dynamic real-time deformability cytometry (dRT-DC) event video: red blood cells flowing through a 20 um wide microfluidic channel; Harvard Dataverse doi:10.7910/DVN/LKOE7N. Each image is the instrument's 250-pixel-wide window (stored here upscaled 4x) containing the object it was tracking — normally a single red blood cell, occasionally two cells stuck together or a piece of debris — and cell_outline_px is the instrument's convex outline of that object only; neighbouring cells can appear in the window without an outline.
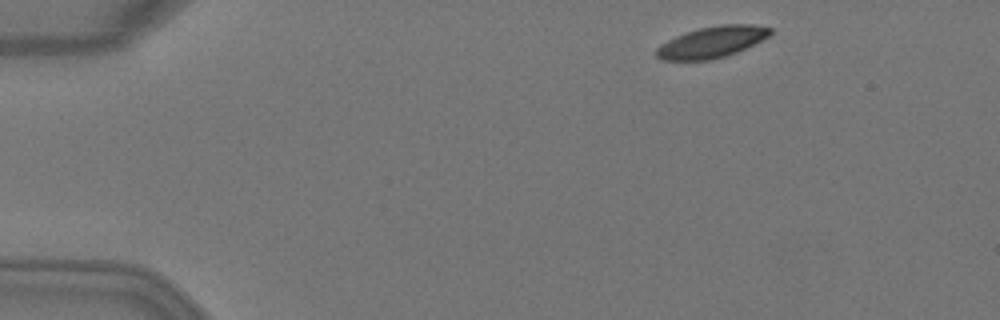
{"species": "Egyptian fruit bat (a non-hibernating species)", "species_latin": "Rousettus aegyptiacus", "temperature_condition": "warm", "stored_images_in_passage": 3, "camera_frame_rate_fps": 3000, "um_per_image_px": 0.085, "animal": {"sex": "female"}, "frame": {"image": 1, "passage_image": 1, "time_ms": 0.0, "image_size_px": [1000, 320], "cell_outline_px": [[772, 32], [768, 36], [736, 52], [724, 56], [708, 60], [660, 60], [656, 56], [656, 48], [660, 44], [676, 36], [700, 28], [720, 24], [752, 24], [772, 28]], "centroid_in_image_um": [60.48, 3.57], "position_along_channel_um": 24.5, "area_um2": 20.46}}